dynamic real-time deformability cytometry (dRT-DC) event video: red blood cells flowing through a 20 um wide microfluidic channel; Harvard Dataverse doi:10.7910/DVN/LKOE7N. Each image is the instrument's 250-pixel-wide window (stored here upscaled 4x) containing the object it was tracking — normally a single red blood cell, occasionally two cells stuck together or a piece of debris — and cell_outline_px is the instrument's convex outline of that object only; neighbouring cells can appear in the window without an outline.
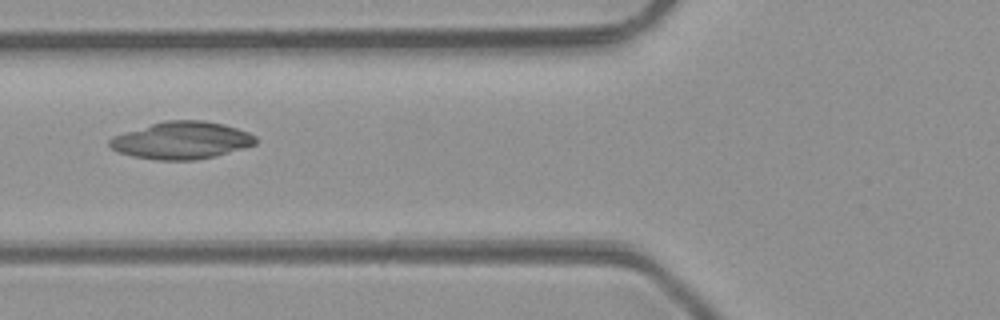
{"species": "common noctule bat (a hibernating species)", "species_latin": "Nyctalus noctula", "temperature_condition": "room temperature", "stored_images_in_passage": 5, "camera_frame_rate_fps": 3000, "um_per_image_px": 0.085, "animal": {"sex": "male", "body_mass_g": 23.1, "forearm_length_mm": 52.7}, "frame": {"image": 1, "passage_image": 5, "time_ms": 5.333, "image_size_px": [1000, 320], "cell_outline_px": [[256, 144], [244, 148], [196, 160], [156, 160], [132, 156], [120, 152], [112, 148], [108, 144], [108, 140], [112, 136], [124, 132], [164, 120], [204, 120], [224, 124], [248, 132], [256, 136]], "centroid_in_image_um": [15.42, 11.92], "position_along_channel_um": 110.4, "area_um2": 31.67}}